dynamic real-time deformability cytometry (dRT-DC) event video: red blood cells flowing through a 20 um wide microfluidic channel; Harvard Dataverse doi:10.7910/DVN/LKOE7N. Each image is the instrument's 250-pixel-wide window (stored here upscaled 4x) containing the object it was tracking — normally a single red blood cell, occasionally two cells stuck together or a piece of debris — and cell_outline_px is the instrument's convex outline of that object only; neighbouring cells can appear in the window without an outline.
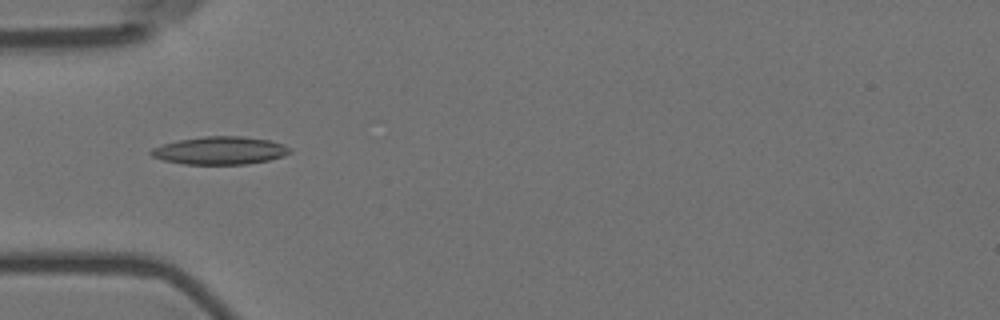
{"species": "Egyptian fruit bat (a non-hibernating species)", "species_latin": "Rousettus aegyptiacus", "temperature_condition": "room temperature", "stored_images_in_passage": 43, "camera_frame_rate_fps": 3000, "um_per_image_px": 0.085, "animal": {"sex": "female"}, "frame": {"image": 1, "passage_image": 4, "time_ms": 1.0, "image_size_px": [1000, 320], "cell_outline_px": [[292, 152], [284, 156], [268, 160], [248, 164], [184, 164], [164, 160], [152, 156], [148, 152], [152, 148], [164, 144], [180, 140], [204, 136], [244, 136], [268, 140], [284, 144], [292, 148]], "centroid_in_image_um": [18.74, 12.79], "position_along_channel_um": 66.3, "area_um2": 22.54}}
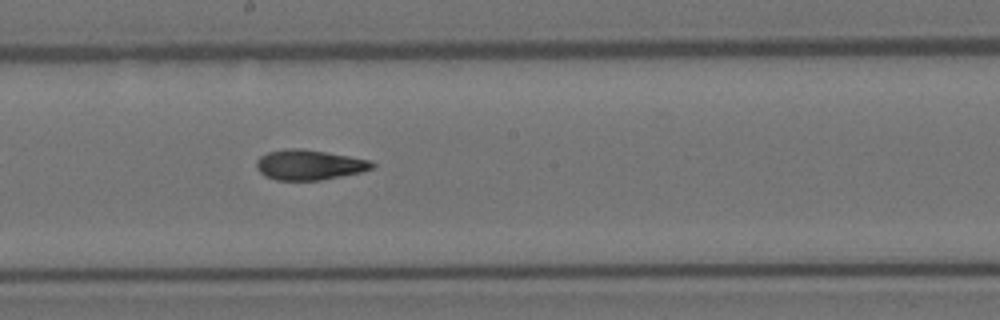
{"frame": {"image": 2, "passage_image": 17, "time_ms": 5.333, "image_size_px": [1000, 320], "cell_outline_px": [[376, 164], [372, 168], [360, 172], [320, 180], [276, 180], [264, 176], [256, 168], [256, 160], [260, 156], [268, 152], [284, 148], [304, 148], [328, 152], [368, 160]], "centroid_in_image_um": [26.23, 14.0], "position_along_channel_um": 222.0, "area_um2": 20.35}}
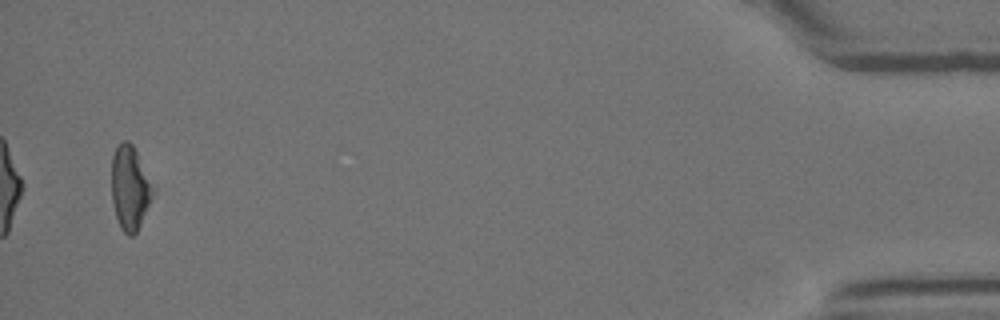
{"frame": {"image": 3, "passage_image": 41, "time_ms": 13.333, "image_size_px": [1000, 320], "cell_outline_px": [[156, 192], [136, 232], [132, 236], [128, 236], [120, 228], [116, 216], [112, 200], [112, 156], [116, 144], [120, 140], [128, 140], [132, 144], [156, 184]], "centroid_in_image_um": [11.09, 15.91], "position_along_channel_um": 424.1, "area_um2": 20.98}, "authors_computed_cell_mechanics": {"area_um2": 20.4612, "velocity_mm_per_s": 3.5911, "shape_relaxation_time_tau1_ms": 10.7271, "shape_relaxation_time_tau2_ms": 4.0969, "deformation_change_tau1": 0.2189, "deformation_change_tau2": 0.1345}}